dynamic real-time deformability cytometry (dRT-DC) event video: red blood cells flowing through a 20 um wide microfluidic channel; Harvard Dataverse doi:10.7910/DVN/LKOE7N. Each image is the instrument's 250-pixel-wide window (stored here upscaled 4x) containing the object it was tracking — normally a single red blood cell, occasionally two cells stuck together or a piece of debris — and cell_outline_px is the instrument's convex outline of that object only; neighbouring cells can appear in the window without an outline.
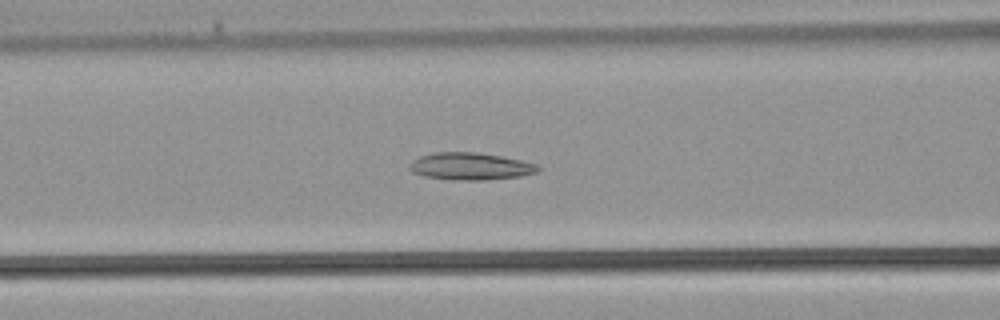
{"species": "common noctule bat (a hibernating species)", "species_latin": "Nyctalus noctula", "temperature_condition": "warm", "stored_images_in_passage": 38, "camera_frame_rate_fps": 3000, "um_per_image_px": 0.085, "animal": {"sex": "male", "body_mass_g": 21.5, "forearm_length_mm": 52.0}, "frame": {"image": 1, "passage_image": 15, "time_ms": 4.667, "image_size_px": [1000, 320], "cell_outline_px": [[540, 168], [536, 172], [520, 176], [484, 180], [456, 180], [424, 176], [412, 172], [408, 168], [408, 164], [412, 160], [420, 156], [436, 152], [476, 152], [500, 156], [520, 160], [536, 164]], "centroid_in_image_um": [39.93, 14.13], "position_along_channel_um": 126.7, "area_um2": 20.29}}
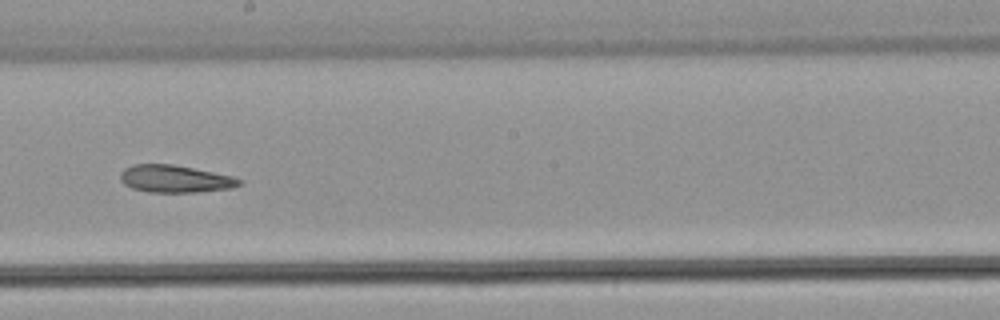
{"frame": {"image": 2, "passage_image": 21, "time_ms": 6.667, "image_size_px": [1000, 320], "cell_outline_px": [[244, 180], [240, 184], [232, 188], [196, 192], [148, 192], [132, 188], [124, 184], [120, 180], [120, 172], [124, 168], [132, 164], [172, 164], [232, 176]], "centroid_in_image_um": [14.85, 15.2], "position_along_channel_um": 233.4, "area_um2": 18.96}}
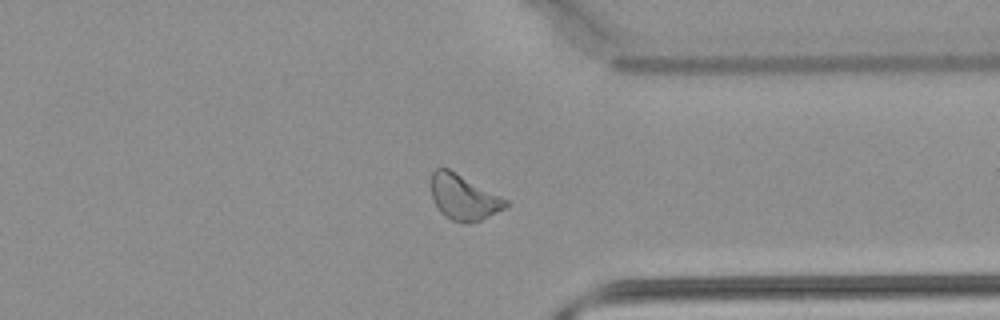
{"frame": {"image": 3, "passage_image": 29, "time_ms": 9.333, "image_size_px": [1000, 320], "cell_outline_px": [[508, 208], [480, 220], [468, 224], [464, 224], [452, 220], [444, 216], [440, 212], [432, 196], [432, 172], [436, 168], [448, 168], [456, 172], [508, 200]], "centroid_in_image_um": [39.43, 16.79], "position_along_channel_um": 372.0, "area_um2": 19.65}}